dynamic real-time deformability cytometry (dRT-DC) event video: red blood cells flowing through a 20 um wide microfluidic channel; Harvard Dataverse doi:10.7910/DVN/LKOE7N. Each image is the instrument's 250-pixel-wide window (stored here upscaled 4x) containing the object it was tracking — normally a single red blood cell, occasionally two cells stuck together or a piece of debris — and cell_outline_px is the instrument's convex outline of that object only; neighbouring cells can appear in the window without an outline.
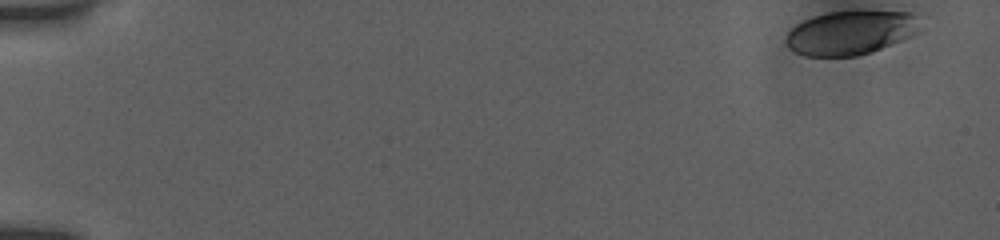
{"species": "human", "species_latin": "Homo sapiens", "temperature_condition": "room temperature", "stored_images_in_passage": 39, "camera_frame_rate_fps": 3000, "um_per_image_px": 0.085, "donor": {"sex": "female"}, "frame": {"image": 1, "passage_image": 1, "time_ms": 0.0, "image_size_px": [1000, 240], "cell_outline_px": [[920, 32], [912, 36], [872, 52], [856, 56], [804, 56], [788, 48], [784, 40], [788, 32], [796, 24], [804, 20], [828, 12], [916, 12]], "centroid_in_image_um": [72.3, 2.8], "position_along_channel_um": 12.7, "area_um2": 34.28}}
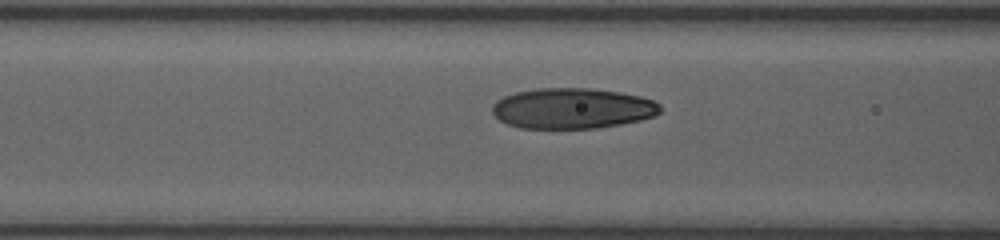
{"frame": {"image": 2, "passage_image": 23, "time_ms": 7.0, "image_size_px": [1000, 240], "cell_outline_px": [[660, 112], [652, 116], [640, 120], [620, 124], [596, 128], [520, 128], [508, 124], [500, 120], [492, 112], [492, 104], [496, 100], [504, 96], [516, 92], [536, 88], [592, 88], [620, 92], [640, 96], [652, 100], [660, 104]], "centroid_in_image_um": [48.63, 9.2], "position_along_channel_um": 118.0, "area_um2": 39.71}}
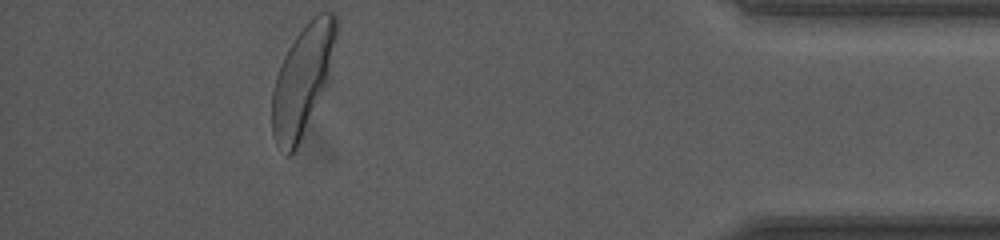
{"frame": {"image": 3, "passage_image": 39, "time_ms": 15.667, "image_size_px": [1000, 240], "cell_outline_px": [[336, 36], [328, 84], [296, 148], [288, 156], [276, 144], [272, 132], [272, 92], [276, 76], [284, 56], [288, 48], [296, 36], [308, 20], [312, 16], [320, 12], [332, 12], [336, 16]], "centroid_in_image_um": [25.72, 6.79], "position_along_channel_um": 409.5, "area_um2": 40.69}, "authors_computed_cell_mechanics": {"area_um2": 39.1884, "velocity_mm_per_s": 3.8589, "shape_relaxation_time_tau1_ms": 3.4023, "shape_relaxation_time_tau2_ms": 0.7429, "deformation_change_tau1": 0.1748, "deformation_change_tau2": 0.0594}}